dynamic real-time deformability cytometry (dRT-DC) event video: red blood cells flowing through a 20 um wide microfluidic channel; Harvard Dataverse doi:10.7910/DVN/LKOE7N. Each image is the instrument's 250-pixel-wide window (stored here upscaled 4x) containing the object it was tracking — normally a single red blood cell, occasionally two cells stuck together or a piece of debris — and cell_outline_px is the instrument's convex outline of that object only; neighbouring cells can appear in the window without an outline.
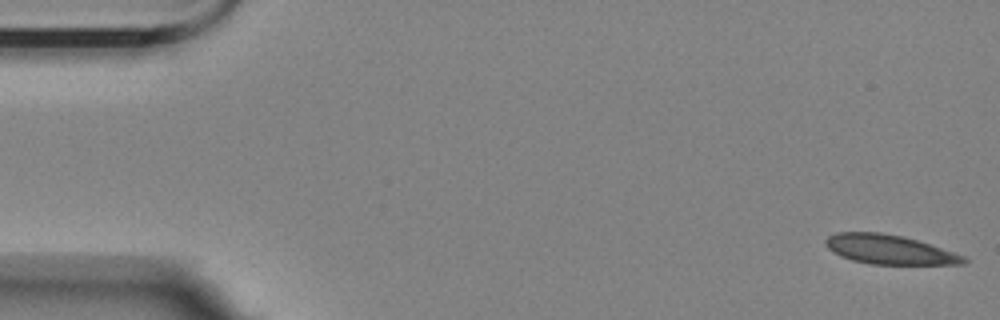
{"species": "Egyptian fruit bat (a non-hibernating species)", "species_latin": "Rousettus aegyptiacus", "temperature_condition": "room temperature", "stored_images_in_passage": 6, "camera_frame_rate_fps": 3000, "um_per_image_px": 0.085, "animal": {"sex": "female"}, "frame": {"image": 1, "passage_image": 1, "time_ms": 0.0, "image_size_px": [1000, 320], "cell_outline_px": [[968, 260], [964, 264], [872, 264], [852, 260], [840, 256], [832, 252], [824, 244], [824, 240], [828, 236], [836, 232], [880, 232], [904, 236], [964, 256]], "centroid_in_image_um": [75.52, 21.2], "position_along_channel_um": 9.5, "area_um2": 23.47}}
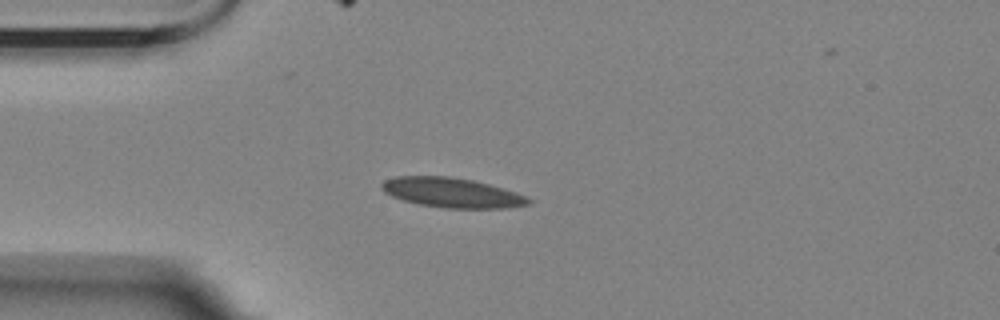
{"frame": {"image": 2, "passage_image": 5, "time_ms": 4.333, "image_size_px": [1000, 320], "cell_outline_px": [[532, 200], [528, 204], [508, 208], [444, 208], [420, 204], [404, 200], [392, 196], [384, 192], [380, 188], [380, 184], [384, 180], [396, 176], [448, 176], [472, 180], [488, 184], [516, 192]], "centroid_in_image_um": [38.37, 16.37], "position_along_channel_um": 46.6, "area_um2": 25.32}}